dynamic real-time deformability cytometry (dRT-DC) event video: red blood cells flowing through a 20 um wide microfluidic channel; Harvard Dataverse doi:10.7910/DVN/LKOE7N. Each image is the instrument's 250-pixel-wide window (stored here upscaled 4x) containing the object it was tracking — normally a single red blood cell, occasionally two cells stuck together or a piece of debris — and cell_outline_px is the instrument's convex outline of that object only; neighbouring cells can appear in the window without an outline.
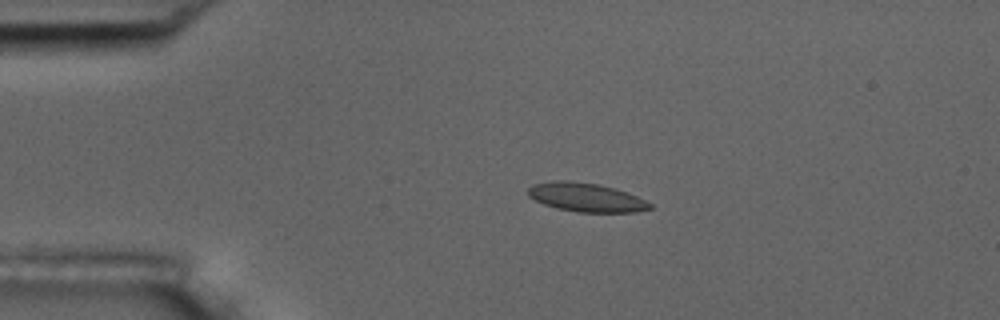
{"species": "common noctule bat (a hibernating species)", "species_latin": "Nyctalus noctula", "temperature_condition": "room temperature", "stored_images_in_passage": 4, "camera_frame_rate_fps": 3000, "um_per_image_px": 0.085, "animal": {"sex": "male", "body_mass_g": 17.5, "forearm_length_mm": 52.3}, "frame": {"image": 1, "passage_image": 3, "time_ms": 2.333, "image_size_px": [1000, 320], "cell_outline_px": [[652, 208], [636, 212], [580, 212], [556, 208], [544, 204], [528, 196], [528, 188], [532, 184], [552, 180], [568, 180], [596, 184], [616, 188], [636, 196], [652, 204]], "centroid_in_image_um": [49.79, 16.77], "position_along_channel_um": 35.2, "area_um2": 20.4}}